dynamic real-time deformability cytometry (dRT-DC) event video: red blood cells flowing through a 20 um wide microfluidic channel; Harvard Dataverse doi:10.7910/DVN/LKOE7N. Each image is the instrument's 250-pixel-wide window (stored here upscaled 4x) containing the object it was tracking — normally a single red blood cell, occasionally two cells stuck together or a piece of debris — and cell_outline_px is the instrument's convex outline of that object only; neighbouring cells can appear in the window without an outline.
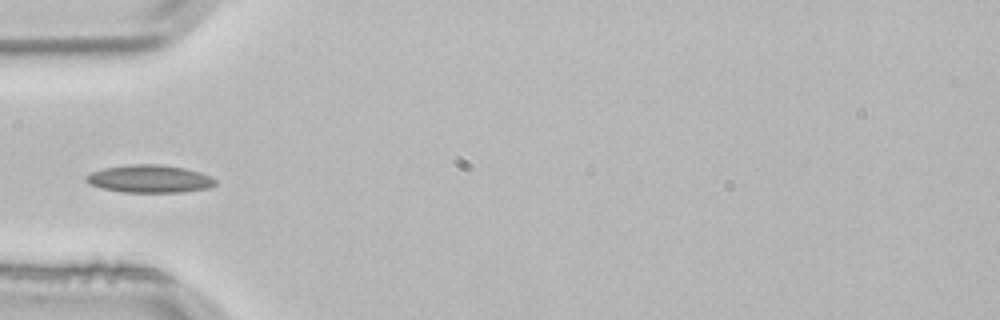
{"species": "common noctule bat (a hibernating species)", "species_latin": "Nyctalus noctula", "temperature_condition": "room temperature", "stored_images_in_passage": 3, "camera_frame_rate_fps": 3000, "um_per_image_px": 0.085, "animal": {"sex": "male", "body_mass_g": 21.5, "forearm_length_mm": 52.0}, "frame": {"image": 1, "passage_image": 3, "time_ms": 0.667, "image_size_px": [1000, 320], "cell_outline_px": [[216, 184], [208, 188], [184, 192], [124, 192], [100, 188], [88, 184], [84, 180], [84, 176], [92, 172], [104, 168], [128, 164], [160, 164], [184, 168], [200, 172], [212, 176], [216, 180]], "centroid_in_image_um": [12.7, 15.2], "position_along_channel_um": 72.3, "area_um2": 21.1}}